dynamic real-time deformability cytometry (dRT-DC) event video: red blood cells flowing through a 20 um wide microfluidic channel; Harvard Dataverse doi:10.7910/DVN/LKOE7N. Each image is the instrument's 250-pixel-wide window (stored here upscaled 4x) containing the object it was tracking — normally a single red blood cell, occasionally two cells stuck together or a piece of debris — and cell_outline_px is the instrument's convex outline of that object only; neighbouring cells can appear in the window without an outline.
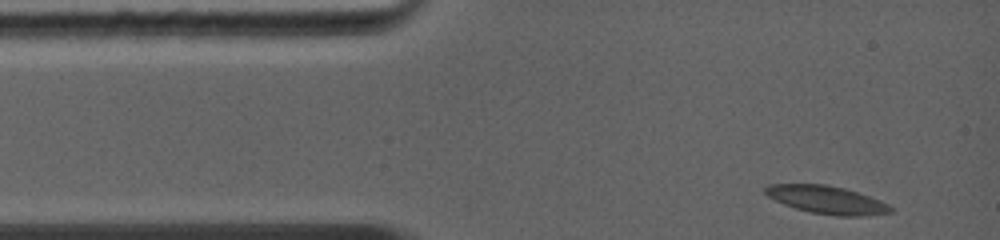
{"species": "common noctule bat (a hibernating species)", "species_latin": "Nyctalus noctula", "temperature_condition": "warm", "stored_images_in_passage": 31, "camera_frame_rate_fps": 5000, "um_per_image_px": 0.085, "animal": {"sex": "female", "body_mass_g": 19.0, "forearm_length_mm": 56.7}, "frame": {"image": 1, "passage_image": 1, "time_ms": 0.0, "image_size_px": [1000, 240], "cell_outline_px": [[892, 212], [864, 216], [836, 216], [812, 212], [796, 208], [784, 204], [768, 196], [764, 192], [764, 188], [768, 184], [824, 184], [844, 188], [868, 196], [892, 208]], "centroid_in_image_um": [70.21, 16.98], "position_along_channel_um": 14.8, "area_um2": 19.94}}
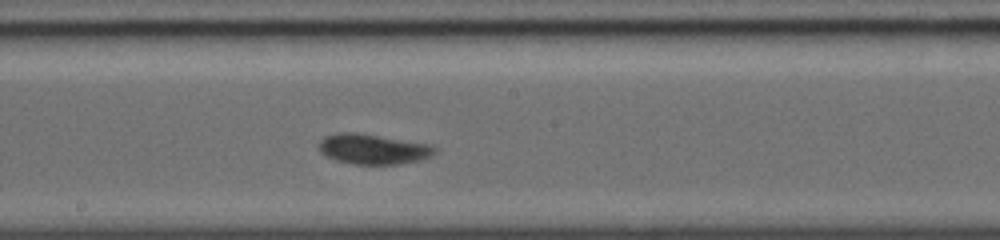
{"frame": {"image": 2, "passage_image": 18, "time_ms": 5.8, "image_size_px": [1000, 240], "cell_outline_px": [[436, 152], [420, 160], [396, 164], [352, 164], [336, 160], [320, 152], [320, 140], [324, 136], [336, 132], [356, 132], [428, 144], [436, 148]], "centroid_in_image_um": [31.67, 12.66], "position_along_channel_um": 216.5, "area_um2": 20.11}}
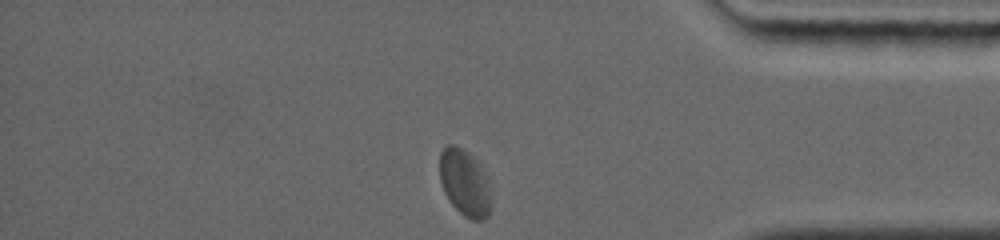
{"frame": {"image": 3, "passage_image": 31, "time_ms": 10.4, "image_size_px": [1000, 240], "cell_outline_px": [[492, 208], [488, 216], [484, 220], [472, 220], [464, 216], [448, 200], [444, 192], [440, 180], [440, 152], [448, 144], [456, 144], [468, 152], [476, 160], [492, 200]], "centroid_in_image_um": [39.47, 15.57], "position_along_channel_um": 395.7, "area_um2": 19.65}, "authors_computed_cell_mechanics": {"area_um2": 19.8254, "velocity_mm_per_s": 4.3117, "shape_relaxation_time_tau1_ms": 2.6933, "shape_relaxation_time_tau2_ms": null, "deformation_change_tau1": 0.1071, "deformation_change_tau2": null}}